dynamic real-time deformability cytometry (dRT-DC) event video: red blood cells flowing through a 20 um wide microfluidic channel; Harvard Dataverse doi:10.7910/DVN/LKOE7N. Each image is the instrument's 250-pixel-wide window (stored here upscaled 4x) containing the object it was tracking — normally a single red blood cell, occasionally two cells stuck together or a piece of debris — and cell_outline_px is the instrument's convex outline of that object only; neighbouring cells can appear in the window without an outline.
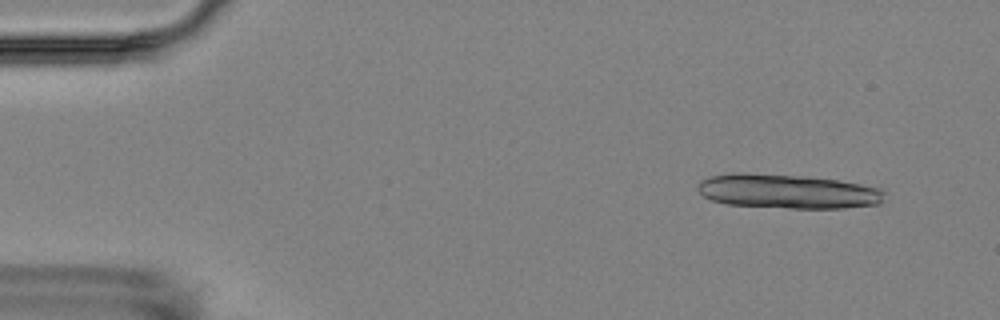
{"species": "Egyptian fruit bat (a non-hibernating species)", "species_latin": "Rousettus aegyptiacus", "temperature_condition": "room temperature", "stored_images_in_passage": 5, "camera_frame_rate_fps": 3000, "um_per_image_px": 0.085, "animal": {"sex": "female"}, "frame": {"image": 1, "passage_image": 1, "time_ms": 0.0, "image_size_px": [1000, 320], "cell_outline_px": [[884, 200], [880, 204], [844, 208], [788, 208], [728, 204], [712, 200], [704, 196], [696, 188], [696, 184], [700, 180], [708, 176], [804, 176], [836, 180], [860, 184], [880, 188], [884, 192]], "centroid_in_image_um": [67.04, 16.32], "position_along_channel_um": 18.0, "area_um2": 36.07}}